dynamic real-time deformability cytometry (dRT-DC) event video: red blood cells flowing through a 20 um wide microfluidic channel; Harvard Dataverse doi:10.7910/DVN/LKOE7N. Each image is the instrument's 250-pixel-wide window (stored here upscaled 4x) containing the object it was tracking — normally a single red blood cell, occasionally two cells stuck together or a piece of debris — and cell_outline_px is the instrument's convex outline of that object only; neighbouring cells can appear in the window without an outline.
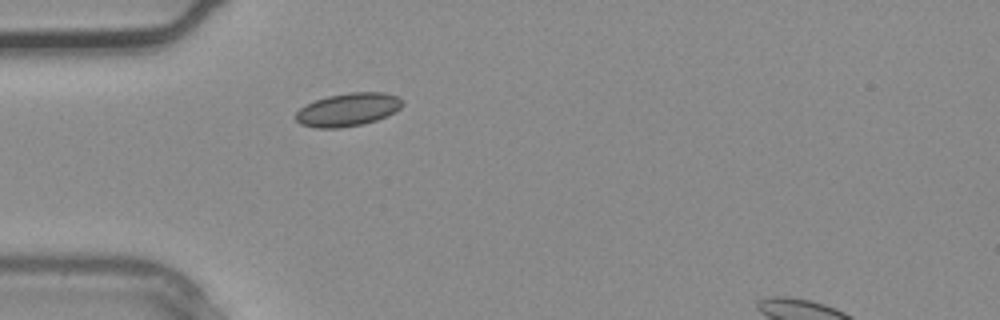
{"species": "common noctule bat (a hibernating species)", "species_latin": "Nyctalus noctula", "temperature_condition": "warm", "stored_images_in_passage": 2, "segment_of_instrument_passage": [1, 2], "camera_frame_rate_fps": 3000, "um_per_image_px": 0.085, "animal": {"sex": "male", "body_mass_g": 20.4}, "frame": {"image": 1, "passage_image": 1, "time_ms": 0.0, "image_size_px": [1000, 320], "cell_outline_px": [[404, 104], [396, 112], [388, 116], [364, 124], [340, 128], [316, 128], [300, 124], [296, 120], [296, 112], [304, 104], [328, 96], [348, 92], [384, 92], [396, 96], [404, 100]], "centroid_in_image_um": [29.6, 9.32], "position_along_channel_um": 55.4, "area_um2": 20.87}}